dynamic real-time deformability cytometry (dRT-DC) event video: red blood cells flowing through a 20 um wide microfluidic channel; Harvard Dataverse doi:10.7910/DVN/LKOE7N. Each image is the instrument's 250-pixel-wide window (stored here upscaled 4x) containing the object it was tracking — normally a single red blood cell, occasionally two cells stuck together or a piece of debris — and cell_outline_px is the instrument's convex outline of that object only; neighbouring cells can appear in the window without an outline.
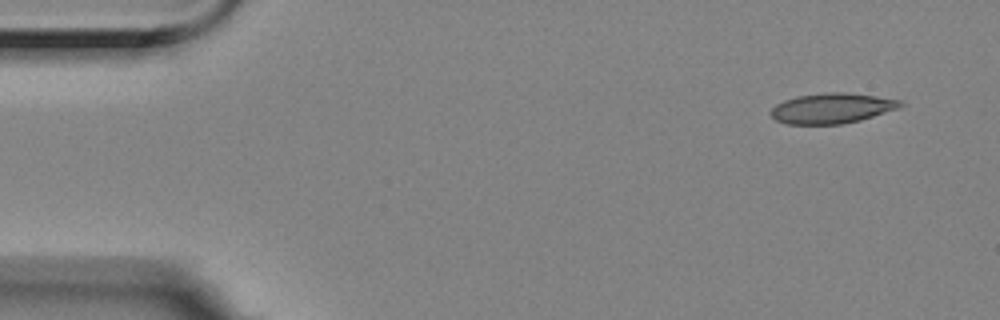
{"species": "Egyptian fruit bat (a non-hibernating species)", "species_latin": "Rousettus aegyptiacus", "temperature_condition": "room temperature", "stored_images_in_passage": 53, "camera_frame_rate_fps": 3000, "um_per_image_px": 0.085, "animal": {"sex": "female"}, "frame": {"image": 1, "passage_image": 1, "time_ms": 0.0, "image_size_px": [1000, 320], "cell_outline_px": [[908, 104], [900, 108], [860, 120], [840, 124], [788, 124], [776, 120], [768, 112], [776, 104], [784, 100], [796, 96], [828, 92], [848, 92], [904, 100]], "centroid_in_image_um": [70.76, 9.19], "position_along_channel_um": 14.2, "area_um2": 23.12}}
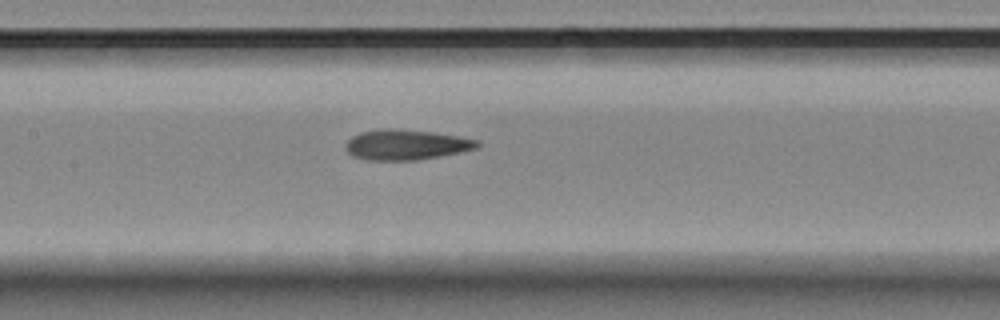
{"frame": {"image": 2, "passage_image": 23, "time_ms": 7.333, "image_size_px": [1000, 320], "cell_outline_px": [[480, 144], [476, 148], [460, 152], [440, 156], [416, 160], [364, 160], [352, 156], [344, 148], [348, 140], [352, 136], [360, 132], [380, 128], [396, 128], [432, 132], [480, 140]], "centroid_in_image_um": [34.48, 12.29], "position_along_channel_um": 172.9, "area_um2": 23.35}}
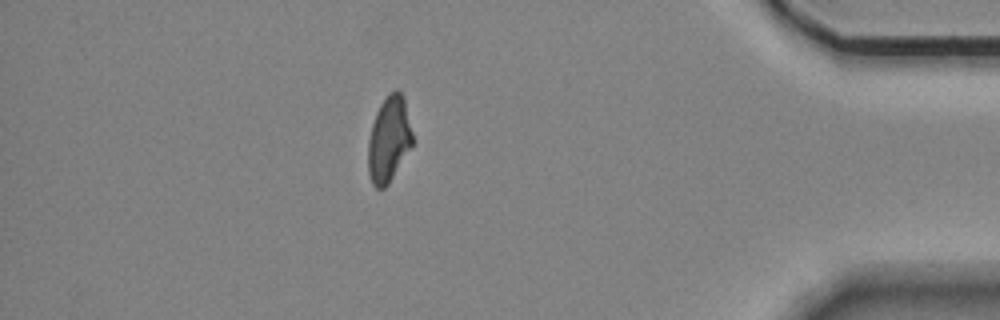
{"frame": {"image": 3, "passage_image": 46, "time_ms": 15.0, "image_size_px": [1000, 320], "cell_outline_px": [[412, 144], [388, 184], [384, 188], [376, 188], [372, 184], [368, 172], [368, 140], [372, 124], [376, 112], [380, 104], [388, 92], [396, 88], [404, 96], [412, 132]], "centroid_in_image_um": [33.04, 11.8], "position_along_channel_um": 402.2, "area_um2": 22.08}, "authors_computed_cell_mechanics": {"area_um2": 23.1778, "velocity_mm_per_s": 3.5368, "shape_relaxation_time_tau1_ms": null, "shape_relaxation_time_tau2_ms": 2.988, "deformation_change_tau1": null, "deformation_change_tau2": 0.1035}}